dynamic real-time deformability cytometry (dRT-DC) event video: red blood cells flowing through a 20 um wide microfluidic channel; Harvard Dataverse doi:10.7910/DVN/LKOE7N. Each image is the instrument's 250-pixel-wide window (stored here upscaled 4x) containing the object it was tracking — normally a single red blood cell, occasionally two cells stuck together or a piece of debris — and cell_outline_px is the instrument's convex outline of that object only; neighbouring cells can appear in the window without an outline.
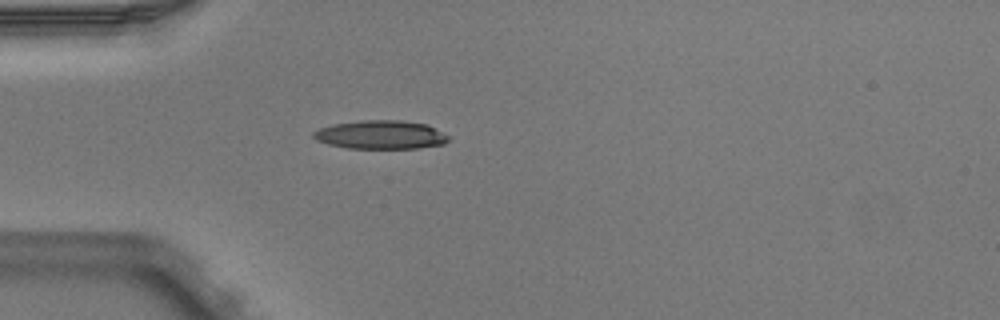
{"species": "Egyptian fruit bat (a non-hibernating species)", "species_latin": "Rousettus aegyptiacus", "temperature_condition": "warm", "stored_images_in_passage": 2, "camera_frame_rate_fps": 3000, "um_per_image_px": 0.085, "animal": {"sex": "male"}, "frame": {"image": 1, "passage_image": 2, "time_ms": 0.333, "image_size_px": [1000, 320], "cell_outline_px": [[448, 140], [444, 144], [416, 148], [348, 148], [328, 144], [316, 140], [312, 136], [312, 132], [320, 128], [332, 124], [364, 120], [400, 120], [428, 124], [448, 136]], "centroid_in_image_um": [32.34, 11.45], "position_along_channel_um": 52.7, "area_um2": 22.43}}